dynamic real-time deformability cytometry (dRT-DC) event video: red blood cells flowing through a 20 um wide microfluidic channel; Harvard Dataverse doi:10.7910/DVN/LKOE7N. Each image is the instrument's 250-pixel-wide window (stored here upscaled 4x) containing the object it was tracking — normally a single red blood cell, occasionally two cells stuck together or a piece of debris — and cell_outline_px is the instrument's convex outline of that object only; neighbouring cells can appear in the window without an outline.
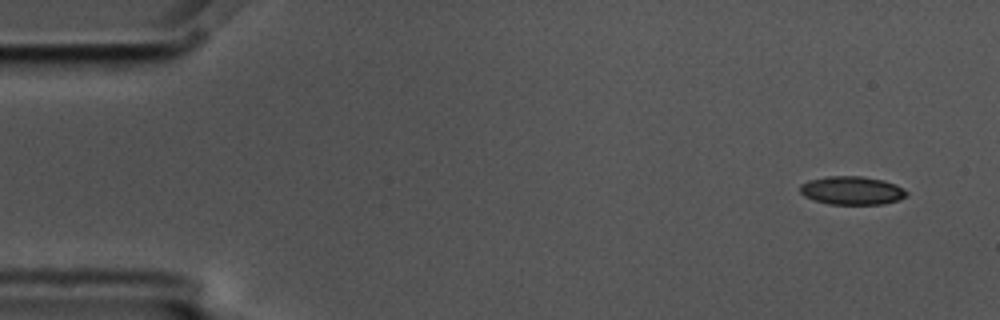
{"species": "common noctule bat (a hibernating species)", "species_latin": "Nyctalus noctula", "temperature_condition": "cold", "stored_images_in_passage": 5, "camera_frame_rate_fps": 3000, "um_per_image_px": 0.085, "animal": {"sex": "male", "body_mass_g": 17.5, "forearm_length_mm": 52.3}, "frame": {"image": 1, "passage_image": 1, "time_ms": 0.0, "image_size_px": [1000, 320], "cell_outline_px": [[908, 196], [900, 200], [884, 204], [828, 204], [812, 200], [804, 196], [800, 192], [800, 184], [808, 180], [824, 176], [860, 176], [884, 180], [896, 184], [904, 188], [908, 192]], "centroid_in_image_um": [72.43, 16.19], "position_along_channel_um": 12.6, "area_um2": 17.98}}
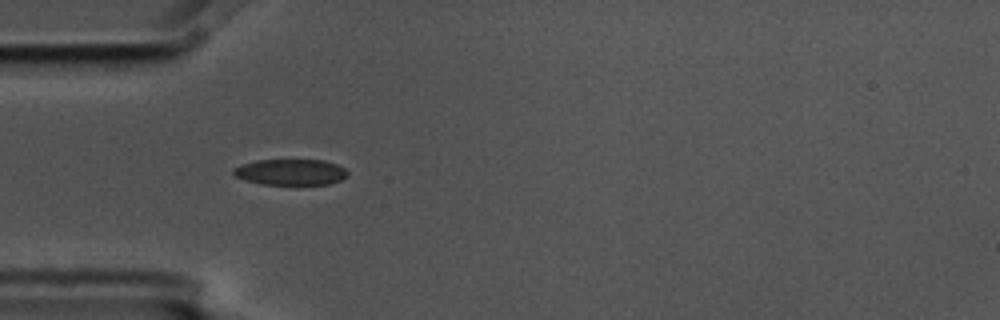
{"frame": {"image": 2, "passage_image": 4, "time_ms": 1.0, "image_size_px": [1000, 320], "cell_outline_px": [[348, 176], [332, 184], [260, 184], [236, 176], [232, 172], [232, 168], [240, 164], [256, 160], [324, 160], [336, 164], [344, 168], [348, 172]], "centroid_in_image_um": [24.71, 14.62], "position_along_channel_um": 60.3, "area_um2": 17.28}}